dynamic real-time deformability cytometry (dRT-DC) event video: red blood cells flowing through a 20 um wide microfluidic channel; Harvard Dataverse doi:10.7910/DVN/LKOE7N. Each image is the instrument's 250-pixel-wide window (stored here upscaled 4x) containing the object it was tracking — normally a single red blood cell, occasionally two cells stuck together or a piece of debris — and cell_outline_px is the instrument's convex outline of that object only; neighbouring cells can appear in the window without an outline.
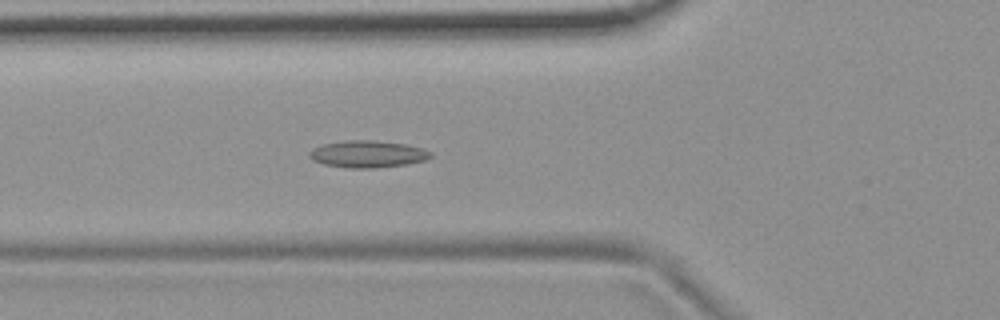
{"species": "common noctule bat (a hibernating species)", "species_latin": "Nyctalus noctula", "temperature_condition": "room temperature", "stored_images_in_passage": 47, "camera_frame_rate_fps": 3000, "um_per_image_px": 0.085, "animal": {"sex": "female", "body_mass_g": 19.9}, "frame": {"image": 1, "passage_image": 19, "time_ms": 6.0, "image_size_px": [1000, 320], "cell_outline_px": [[432, 156], [424, 160], [404, 164], [376, 168], [348, 168], [324, 164], [312, 160], [308, 156], [308, 152], [312, 148], [324, 144], [348, 140], [376, 140], [404, 144], [420, 148], [432, 152]], "centroid_in_image_um": [31.2, 13.09], "position_along_channel_um": 94.6, "area_um2": 18.96}}
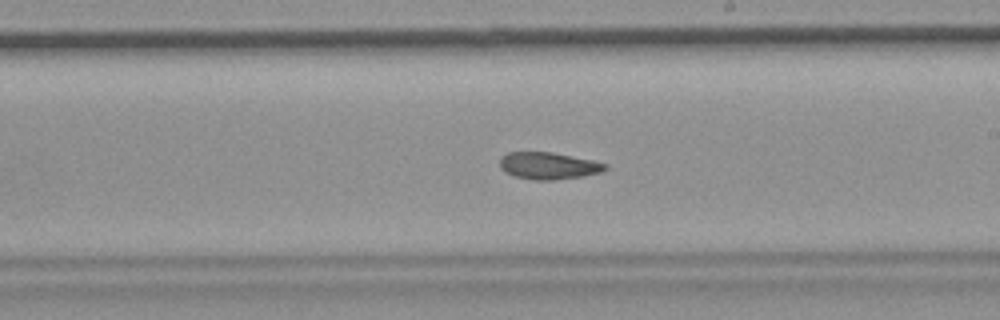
{"frame": {"image": 2, "passage_image": 31, "time_ms": 10.0, "image_size_px": [1000, 320], "cell_outline_px": [[608, 168], [600, 172], [584, 176], [552, 180], [532, 180], [516, 176], [504, 172], [500, 168], [500, 156], [508, 152], [552, 152], [592, 160], [608, 164]], "centroid_in_image_um": [46.6, 14.09], "position_along_channel_um": 242.4, "area_um2": 16.65}}
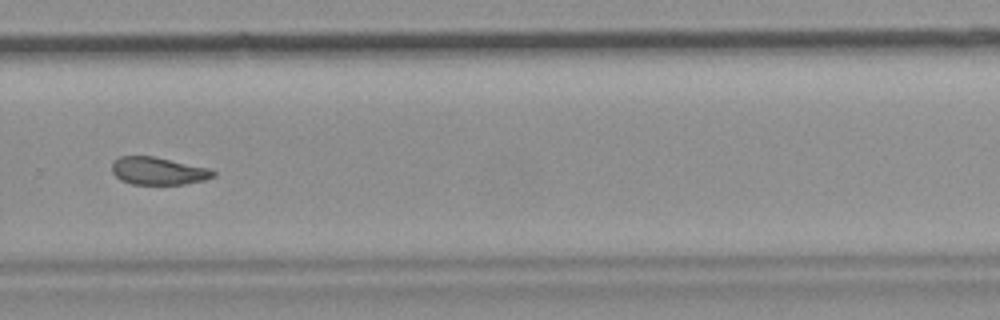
{"frame": {"image": 3, "passage_image": 37, "time_ms": 12.0, "image_size_px": [1000, 320], "cell_outline_px": [[216, 176], [204, 180], [184, 184], [132, 184], [120, 180], [112, 172], [112, 164], [120, 156], [152, 156], [212, 168], [216, 172]], "centroid_in_image_um": [13.49, 14.53], "position_along_channel_um": 316.3, "area_um2": 16.36}, "authors_computed_cell_mechanics": {"area_um2": 17.6868, "velocity_mm_per_s": 3.6952, "shape_relaxation_time_tau1_ms": null, "shape_relaxation_time_tau2_ms": 4.9886, "deformation_change_tau1": null, "deformation_change_tau2": 0.1036}}